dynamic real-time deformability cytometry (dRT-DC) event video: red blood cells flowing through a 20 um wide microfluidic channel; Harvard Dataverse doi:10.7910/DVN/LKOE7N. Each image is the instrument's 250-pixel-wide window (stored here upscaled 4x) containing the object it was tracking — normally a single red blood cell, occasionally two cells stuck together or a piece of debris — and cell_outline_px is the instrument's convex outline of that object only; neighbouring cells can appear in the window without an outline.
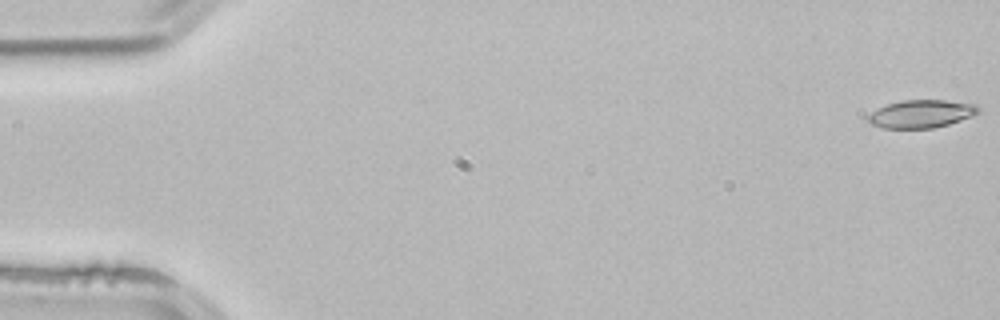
{"species": "common noctule bat (a hibernating species)", "species_latin": "Nyctalus noctula", "temperature_condition": "room temperature", "stored_images_in_passage": 53, "camera_frame_rate_fps": 3000, "um_per_image_px": 0.085, "animal": {"sex": "male", "body_mass_g": 21.5, "forearm_length_mm": 52.0}, "frame": {"image": 1, "passage_image": 1, "time_ms": 0.0, "image_size_px": [1000, 320], "cell_outline_px": [[980, 112], [972, 116], [948, 124], [932, 128], [884, 128], [868, 124], [868, 116], [872, 112], [888, 104], [904, 100], [944, 100], [976, 104], [980, 108]], "centroid_in_image_um": [78.32, 9.68], "position_along_channel_um": 6.7, "area_um2": 17.8}}
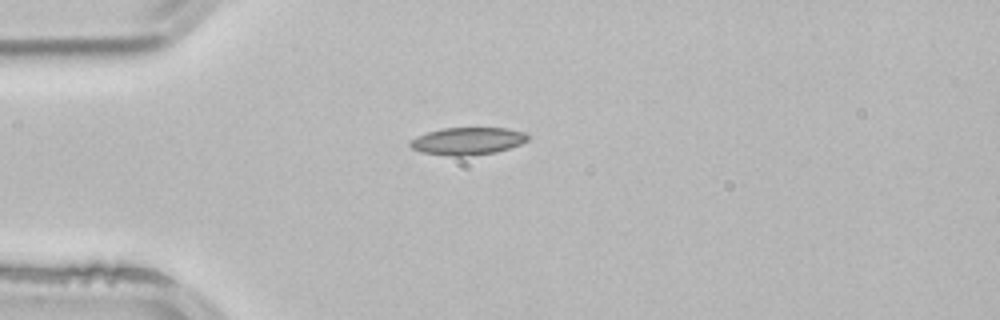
{"frame": {"image": 2, "passage_image": 14, "time_ms": 4.333, "image_size_px": [1000, 320], "cell_outline_px": [[528, 140], [520, 144], [496, 152], [468, 156], [452, 156], [420, 152], [412, 148], [408, 144], [416, 136], [440, 128], [504, 128], [524, 132], [528, 136]], "centroid_in_image_um": [39.72, 11.99], "position_along_channel_um": 45.3, "area_um2": 18.73}}
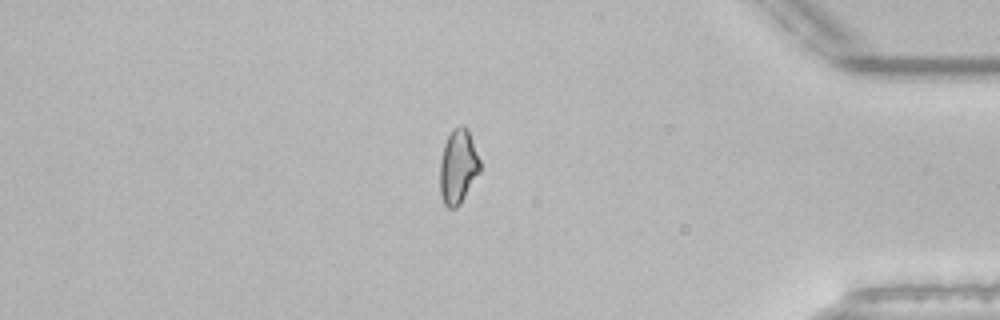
{"frame": {"image": 3, "passage_image": 45, "time_ms": 14.667, "image_size_px": [1000, 320], "cell_outline_px": [[480, 172], [460, 204], [456, 208], [448, 208], [444, 204], [440, 192], [440, 160], [444, 144], [452, 128], [460, 124], [464, 124], [468, 128], [480, 160]], "centroid_in_image_um": [38.94, 14.13], "position_along_channel_um": 396.3, "area_um2": 17.57}, "authors_computed_cell_mechanics": {"area_um2": 17.8024, "velocity_mm_per_s": 3.8941, "shape_relaxation_time_tau1_ms": null, "shape_relaxation_time_tau2_ms": 4.7221, "deformation_change_tau1": null, "deformation_change_tau2": 0.1073}}